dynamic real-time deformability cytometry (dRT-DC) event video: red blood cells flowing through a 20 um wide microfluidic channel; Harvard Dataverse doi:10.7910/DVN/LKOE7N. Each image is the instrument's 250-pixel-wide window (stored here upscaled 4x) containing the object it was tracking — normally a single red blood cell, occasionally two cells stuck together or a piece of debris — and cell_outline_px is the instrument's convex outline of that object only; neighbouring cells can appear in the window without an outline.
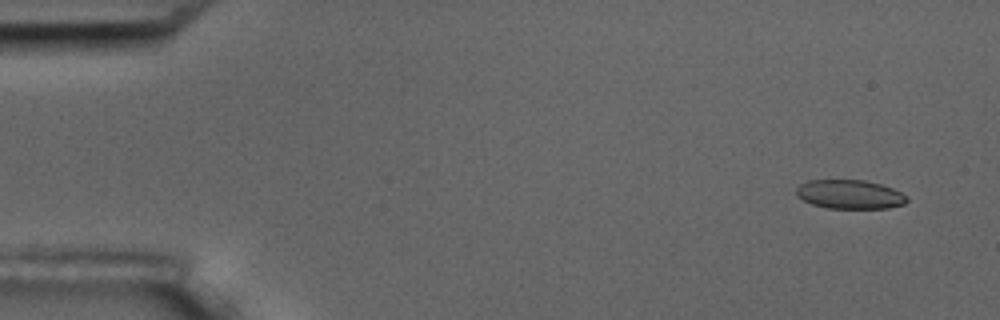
{"species": "common noctule bat (a hibernating species)", "species_latin": "Nyctalus noctula", "temperature_condition": "room temperature", "stored_images_in_passage": 6, "camera_frame_rate_fps": 3000, "um_per_image_px": 0.085, "animal": {"sex": "male", "body_mass_g": 17.5, "forearm_length_mm": 52.3}, "frame": {"image": 1, "passage_image": 1, "time_ms": 0.0, "image_size_px": [1000, 320], "cell_outline_px": [[908, 200], [904, 204], [888, 208], [828, 208], [812, 204], [796, 196], [796, 188], [800, 184], [808, 180], [864, 180], [880, 184], [892, 188], [908, 196]], "centroid_in_image_um": [72.23, 16.52], "position_along_channel_um": 12.8, "area_um2": 18.67}}
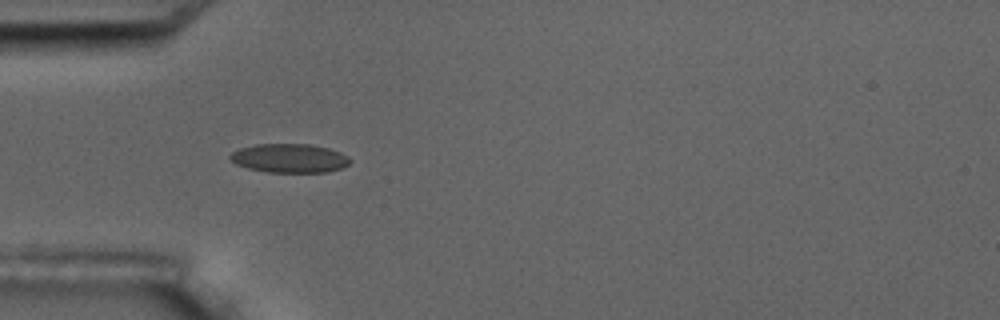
{"frame": {"image": 2, "passage_image": 5, "time_ms": 4.667, "image_size_px": [1000, 320], "cell_outline_px": [[352, 160], [348, 164], [340, 168], [328, 172], [268, 172], [248, 168], [236, 164], [228, 156], [232, 152], [240, 148], [256, 144], [312, 144], [328, 148], [340, 152], [348, 156]], "centroid_in_image_um": [24.62, 13.44], "position_along_channel_um": 60.4, "area_um2": 20.17}}